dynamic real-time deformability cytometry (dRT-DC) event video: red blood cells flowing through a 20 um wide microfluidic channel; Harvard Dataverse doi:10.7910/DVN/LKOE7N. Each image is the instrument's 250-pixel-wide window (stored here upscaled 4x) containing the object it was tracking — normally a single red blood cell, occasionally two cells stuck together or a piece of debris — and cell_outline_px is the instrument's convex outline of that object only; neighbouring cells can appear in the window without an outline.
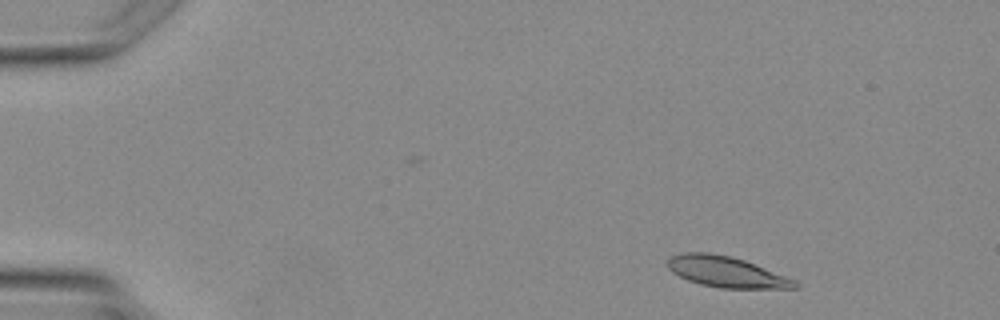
{"species": "Egyptian fruit bat (a non-hibernating species)", "species_latin": "Rousettus aegyptiacus", "temperature_condition": "warm", "stored_images_in_passage": 3, "camera_frame_rate_fps": 3000, "um_per_image_px": 0.085, "animal": {"sex": "female"}, "frame": {"image": 1, "passage_image": 1, "time_ms": 0.0, "image_size_px": [1000, 320], "cell_outline_px": [[800, 284], [796, 288], [720, 288], [700, 284], [688, 280], [672, 272], [668, 268], [668, 260], [672, 256], [680, 252], [708, 252], [732, 256], [744, 260], [796, 280]], "centroid_in_image_um": [61.73, 23.1], "position_along_channel_um": 23.3, "area_um2": 22.77}}
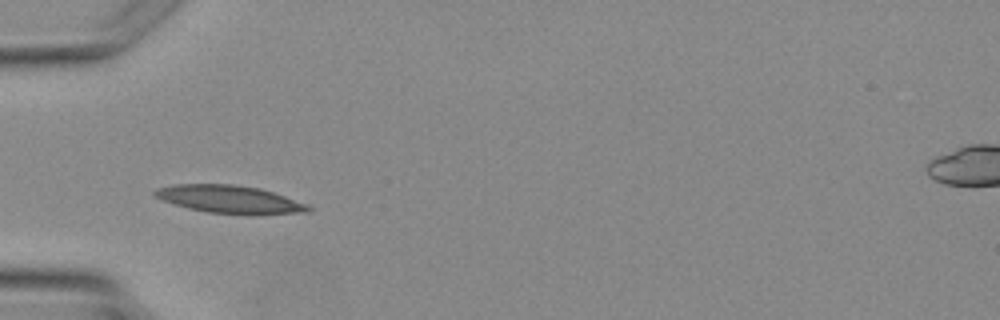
{"frame": {"image": 2, "passage_image": 3, "time_ms": 2.667, "image_size_px": [1000, 320], "cell_outline_px": [[312, 212], [208, 212], [188, 208], [164, 200], [156, 196], [152, 192], [156, 188], [172, 184], [232, 184], [260, 188], [308, 204], [312, 208]], "centroid_in_image_um": [19.45, 16.89], "position_along_channel_um": 65.6, "area_um2": 23.76}}